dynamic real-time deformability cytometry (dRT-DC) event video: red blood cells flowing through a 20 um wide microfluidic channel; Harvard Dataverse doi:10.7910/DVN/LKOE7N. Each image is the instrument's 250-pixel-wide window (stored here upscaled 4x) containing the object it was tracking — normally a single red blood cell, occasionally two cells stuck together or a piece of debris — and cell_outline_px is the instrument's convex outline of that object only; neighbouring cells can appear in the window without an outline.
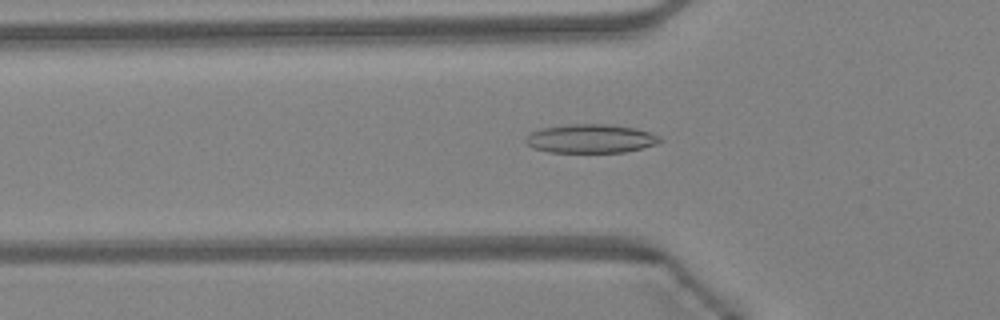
{"species": "Egyptian fruit bat (a non-hibernating species)", "species_latin": "Rousettus aegyptiacus", "temperature_condition": "warm", "stored_images_in_passage": 47, "camera_frame_rate_fps": 3000, "um_per_image_px": 0.085, "animal": {"sex": "female"}, "frame": {"image": 1, "passage_image": 16, "time_ms": 5.0, "image_size_px": [1000, 320], "cell_outline_px": [[664, 140], [656, 144], [624, 152], [548, 152], [532, 148], [524, 140], [524, 136], [540, 128], [568, 124], [612, 124], [636, 128], [652, 132], [660, 136]], "centroid_in_image_um": [50.21, 11.77], "position_along_channel_um": 75.6, "area_um2": 22.77}}
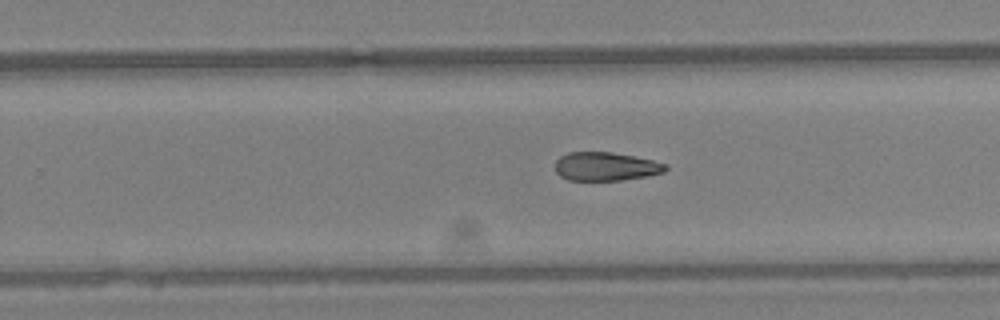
{"frame": {"image": 2, "passage_image": 30, "time_ms": 9.667, "image_size_px": [1000, 320], "cell_outline_px": [[668, 168], [664, 172], [648, 176], [620, 180], [568, 180], [560, 176], [556, 172], [556, 160], [560, 156], [568, 152], [612, 152], [652, 160], [668, 164]], "centroid_in_image_um": [51.49, 14.15], "position_along_channel_um": 278.3, "area_um2": 18.38}}
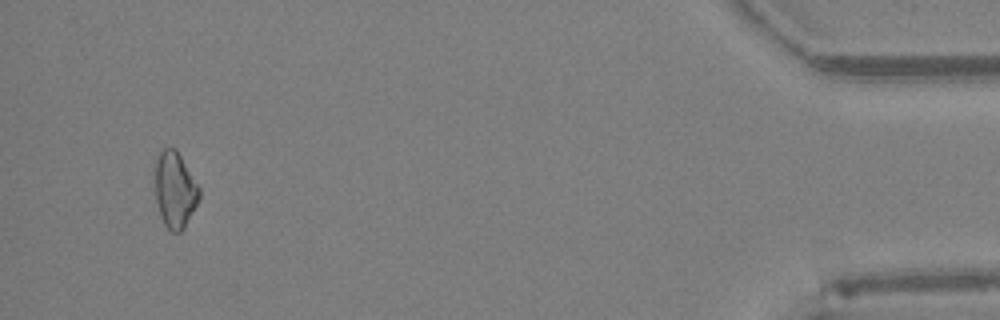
{"frame": {"image": 3, "passage_image": 45, "time_ms": 14.667, "image_size_px": [1000, 320], "cell_outline_px": [[200, 200], [184, 228], [180, 232], [172, 232], [164, 224], [160, 216], [156, 200], [156, 160], [160, 152], [164, 148], [176, 148], [200, 188]], "centroid_in_image_um": [14.89, 16.16], "position_along_channel_um": 420.3, "area_um2": 19.54}, "authors_computed_cell_mechanics": {"area_um2": 19.8832, "velocity_mm_per_s": 4.3498, "shape_relaxation_time_tau1_ms": null, "shape_relaxation_time_tau2_ms": 7.0179, "deformation_change_tau1": null, "deformation_change_tau2": 0.1627}}